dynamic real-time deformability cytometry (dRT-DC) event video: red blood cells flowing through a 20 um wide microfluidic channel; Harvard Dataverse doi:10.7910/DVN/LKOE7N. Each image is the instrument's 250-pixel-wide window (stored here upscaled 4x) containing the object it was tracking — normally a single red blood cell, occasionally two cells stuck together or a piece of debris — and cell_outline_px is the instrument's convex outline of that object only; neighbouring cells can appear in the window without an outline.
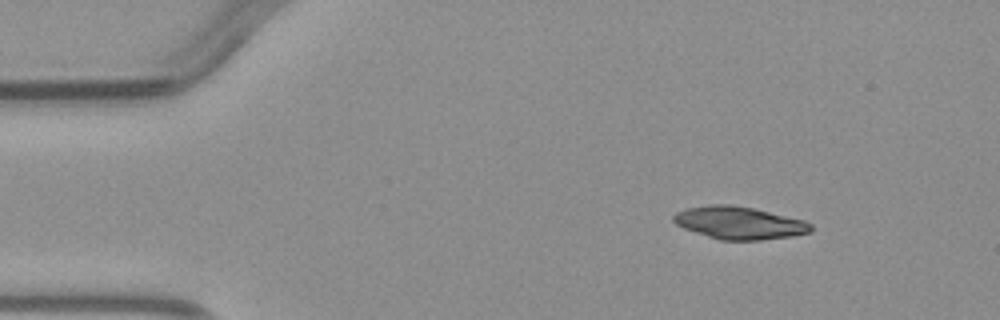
{"species": "common noctule bat (a hibernating species)", "species_latin": "Nyctalus noctula", "temperature_condition": "warm", "stored_images_in_passage": 3, "camera_frame_rate_fps": 3000, "um_per_image_px": 0.085, "animal": {"sex": "male", "body_mass_g": 23.1, "forearm_length_mm": 52.7}, "frame": {"image": 1, "passage_image": 1, "time_ms": 0.0, "image_size_px": [1000, 320], "cell_outline_px": [[812, 232], [792, 236], [760, 240], [720, 240], [684, 228], [676, 224], [672, 220], [672, 216], [676, 212], [688, 208], [708, 204], [732, 204], [752, 208], [804, 220], [812, 224]], "centroid_in_image_um": [62.83, 18.94], "position_along_channel_um": 22.2, "area_um2": 26.01}}
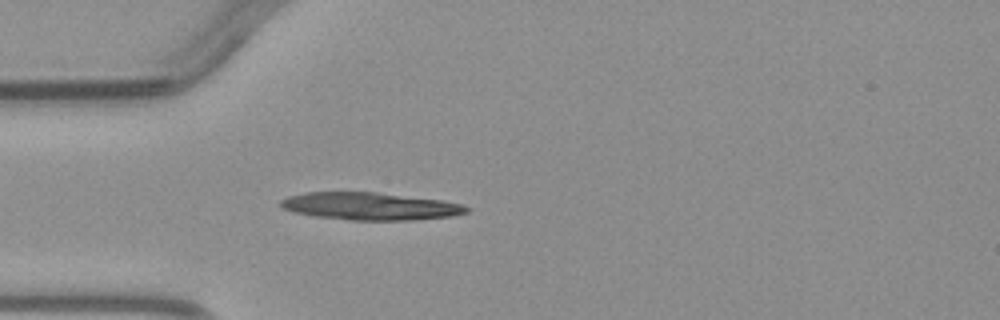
{"frame": {"image": 2, "passage_image": 3, "time_ms": 2.333, "image_size_px": [1000, 320], "cell_outline_px": [[468, 212], [452, 216], [412, 220], [348, 220], [316, 216], [296, 212], [284, 208], [280, 204], [280, 200], [288, 196], [304, 192], [376, 192], [444, 200], [464, 204], [468, 208]], "centroid_in_image_um": [31.5, 17.52], "position_along_channel_um": 53.5, "area_um2": 29.77}}